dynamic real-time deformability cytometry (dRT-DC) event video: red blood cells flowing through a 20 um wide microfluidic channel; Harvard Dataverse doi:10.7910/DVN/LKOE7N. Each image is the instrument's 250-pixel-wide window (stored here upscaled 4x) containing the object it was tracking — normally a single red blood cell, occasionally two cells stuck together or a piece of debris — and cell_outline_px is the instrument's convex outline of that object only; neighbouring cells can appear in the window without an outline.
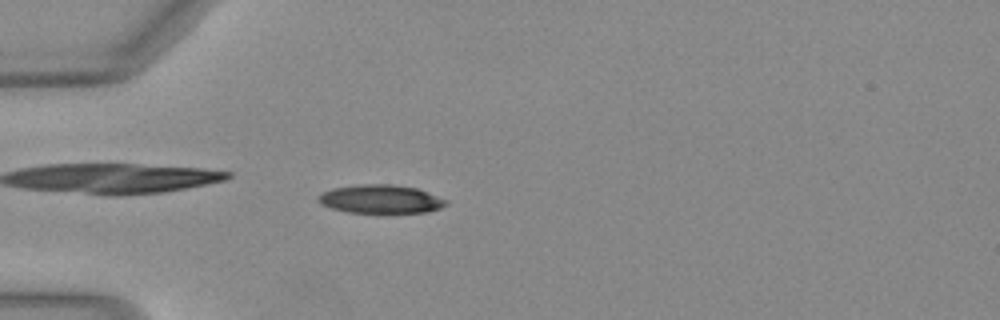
{"species": "Egyptian fruit bat (a non-hibernating species)", "species_latin": "Rousettus aegyptiacus", "temperature_condition": "warm", "stored_images_in_passage": 50, "camera_frame_rate_fps": 3000, "um_per_image_px": 0.085, "animal": {"sex": "female"}, "frame": {"image": 1, "passage_image": 15, "time_ms": 4.667, "image_size_px": [1000, 320], "cell_outline_px": [[448, 204], [440, 208], [428, 212], [348, 212], [332, 208], [320, 204], [316, 200], [324, 192], [332, 188], [360, 184], [388, 184], [416, 188], [448, 200]], "centroid_in_image_um": [32.36, 16.92], "position_along_channel_um": 52.6, "area_um2": 20.98}}
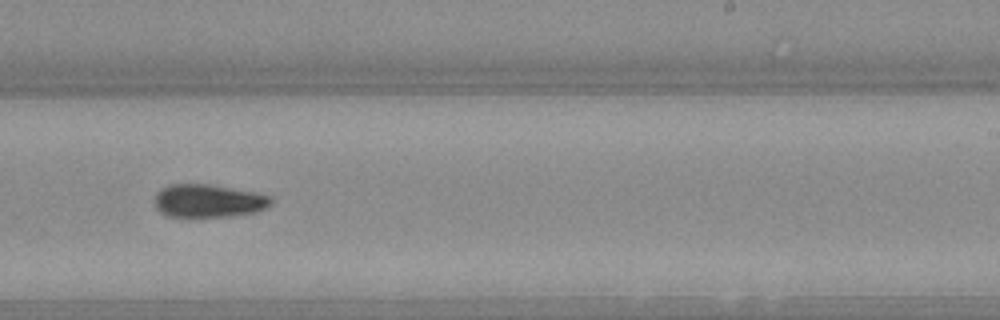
{"frame": {"image": 2, "passage_image": 32, "time_ms": 10.333, "image_size_px": [1000, 320], "cell_outline_px": [[272, 204], [256, 212], [228, 216], [168, 216], [160, 212], [156, 208], [156, 192], [160, 188], [168, 184], [208, 184], [252, 192], [272, 196]], "centroid_in_image_um": [17.69, 17.06], "position_along_channel_um": 271.3, "area_um2": 22.2}}
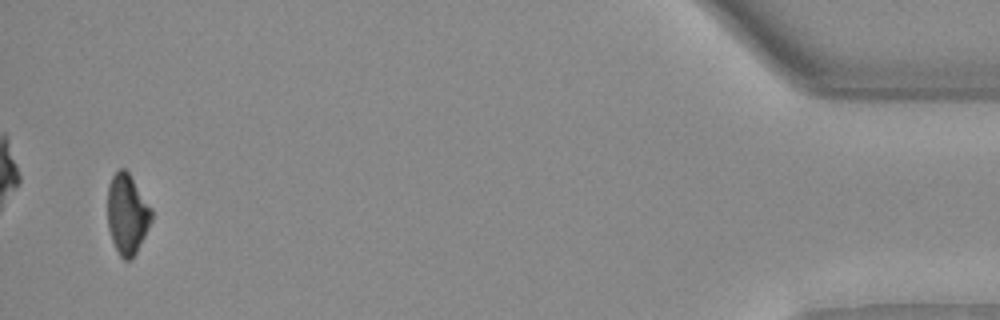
{"frame": {"image": 3, "passage_image": 49, "time_ms": 16.0, "image_size_px": [1000, 320], "cell_outline_px": [[152, 220], [132, 260], [124, 260], [120, 256], [112, 240], [108, 228], [108, 184], [112, 176], [120, 168], [124, 168], [128, 172], [152, 208]], "centroid_in_image_um": [10.81, 18.2], "position_along_channel_um": 424.4, "area_um2": 20.4}, "authors_computed_cell_mechanics": {"area_um2": 21.2415, "velocity_mm_per_s": 4.093, "shape_relaxation_time_tau1_ms": 4.3162, "shape_relaxation_time_tau2_ms": null, "deformation_change_tau1": 0.1551, "deformation_change_tau2": null}}